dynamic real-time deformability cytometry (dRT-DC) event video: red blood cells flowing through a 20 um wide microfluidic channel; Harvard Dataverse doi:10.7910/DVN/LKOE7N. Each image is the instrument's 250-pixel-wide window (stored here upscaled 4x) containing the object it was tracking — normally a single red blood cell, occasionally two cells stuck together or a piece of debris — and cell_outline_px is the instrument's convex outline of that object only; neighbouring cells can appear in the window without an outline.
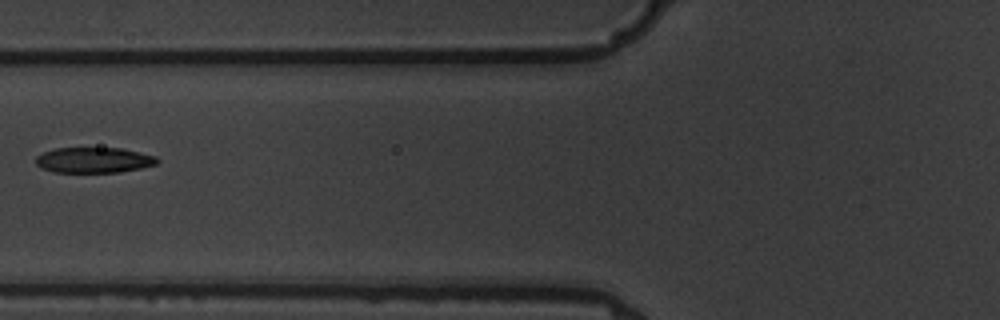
{"species": "common noctule bat (a hibernating species)", "species_latin": "Nyctalus noctula", "temperature_condition": "warm", "stored_images_in_passage": 8, "camera_frame_rate_fps": 3000, "um_per_image_px": 0.085, "animal": {"sex": "male", "body_mass_g": 19.5, "forearm_length_mm": 54.6}, "frame": {"image": 1, "passage_image": 5, "time_ms": 5.667, "image_size_px": [1000, 320], "cell_outline_px": [[160, 160], [156, 164], [140, 168], [120, 172], [52, 172], [40, 168], [36, 164], [36, 156], [44, 152], [56, 148], [124, 148], [156, 156]], "centroid_in_image_um": [7.98, 13.6], "position_along_channel_um": 117.8, "area_um2": 18.15}}
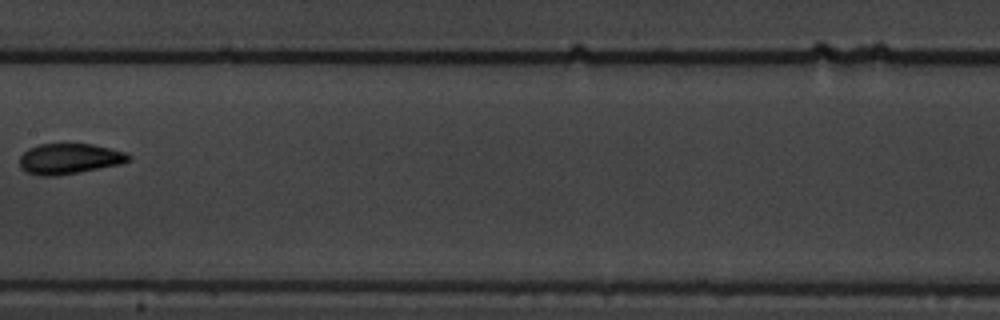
{"frame": {"image": 2, "passage_image": 7, "time_ms": 8.0, "image_size_px": [1000, 320], "cell_outline_px": [[132, 156], [128, 160], [120, 164], [56, 176], [40, 176], [28, 172], [20, 168], [20, 156], [28, 148], [40, 144], [92, 144], [124, 152]], "centroid_in_image_um": [5.85, 13.49], "position_along_channel_um": 201.5, "area_um2": 19.13}}
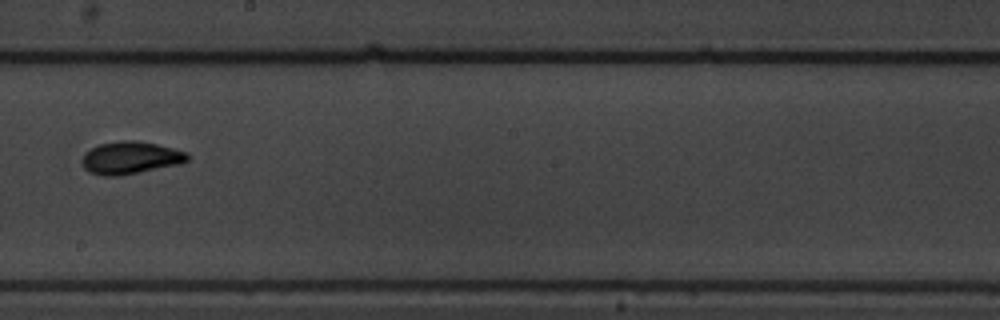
{"frame": {"image": 3, "passage_image": 8, "time_ms": 9.0, "image_size_px": [1000, 320], "cell_outline_px": [[188, 160], [184, 164], [116, 176], [104, 176], [88, 172], [84, 168], [80, 160], [84, 152], [100, 144], [120, 140], [136, 140], [156, 144], [188, 152]], "centroid_in_image_um": [11.08, 13.41], "position_along_channel_um": 237.1, "area_um2": 20.17}}